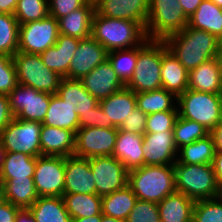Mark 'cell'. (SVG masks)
Instances as JSON below:
<instances>
[{
    "instance_id": "obj_1",
    "label": "cell",
    "mask_w": 222,
    "mask_h": 222,
    "mask_svg": "<svg viewBox=\"0 0 222 222\" xmlns=\"http://www.w3.org/2000/svg\"><path fill=\"white\" fill-rule=\"evenodd\" d=\"M164 42L188 72L219 54L217 38L214 35L188 25Z\"/></svg>"
},
{
    "instance_id": "obj_2",
    "label": "cell",
    "mask_w": 222,
    "mask_h": 222,
    "mask_svg": "<svg viewBox=\"0 0 222 222\" xmlns=\"http://www.w3.org/2000/svg\"><path fill=\"white\" fill-rule=\"evenodd\" d=\"M91 36L108 52L138 47L147 39L138 22L104 17L97 11L92 19Z\"/></svg>"
},
{
    "instance_id": "obj_3",
    "label": "cell",
    "mask_w": 222,
    "mask_h": 222,
    "mask_svg": "<svg viewBox=\"0 0 222 222\" xmlns=\"http://www.w3.org/2000/svg\"><path fill=\"white\" fill-rule=\"evenodd\" d=\"M128 186L137 199L160 203L174 193L175 171L173 165H144L129 171Z\"/></svg>"
},
{
    "instance_id": "obj_4",
    "label": "cell",
    "mask_w": 222,
    "mask_h": 222,
    "mask_svg": "<svg viewBox=\"0 0 222 222\" xmlns=\"http://www.w3.org/2000/svg\"><path fill=\"white\" fill-rule=\"evenodd\" d=\"M175 190L194 201L213 199L217 195L218 183L211 164H173Z\"/></svg>"
},
{
    "instance_id": "obj_5",
    "label": "cell",
    "mask_w": 222,
    "mask_h": 222,
    "mask_svg": "<svg viewBox=\"0 0 222 222\" xmlns=\"http://www.w3.org/2000/svg\"><path fill=\"white\" fill-rule=\"evenodd\" d=\"M162 41L146 39L138 46L136 69L126 87L137 93L162 87Z\"/></svg>"
},
{
    "instance_id": "obj_6",
    "label": "cell",
    "mask_w": 222,
    "mask_h": 222,
    "mask_svg": "<svg viewBox=\"0 0 222 222\" xmlns=\"http://www.w3.org/2000/svg\"><path fill=\"white\" fill-rule=\"evenodd\" d=\"M178 116L198 122L211 131L222 121V94L187 89L177 97Z\"/></svg>"
},
{
    "instance_id": "obj_7",
    "label": "cell",
    "mask_w": 222,
    "mask_h": 222,
    "mask_svg": "<svg viewBox=\"0 0 222 222\" xmlns=\"http://www.w3.org/2000/svg\"><path fill=\"white\" fill-rule=\"evenodd\" d=\"M188 20L178 0H149L146 37L164 41L183 30Z\"/></svg>"
},
{
    "instance_id": "obj_8",
    "label": "cell",
    "mask_w": 222,
    "mask_h": 222,
    "mask_svg": "<svg viewBox=\"0 0 222 222\" xmlns=\"http://www.w3.org/2000/svg\"><path fill=\"white\" fill-rule=\"evenodd\" d=\"M12 59L16 68L18 84L32 87L38 91L57 94L63 77L47 68L39 54L17 52Z\"/></svg>"
},
{
    "instance_id": "obj_9",
    "label": "cell",
    "mask_w": 222,
    "mask_h": 222,
    "mask_svg": "<svg viewBox=\"0 0 222 222\" xmlns=\"http://www.w3.org/2000/svg\"><path fill=\"white\" fill-rule=\"evenodd\" d=\"M42 124L16 117L1 132L0 139L6 152H21L31 157L41 156Z\"/></svg>"
},
{
    "instance_id": "obj_10",
    "label": "cell",
    "mask_w": 222,
    "mask_h": 222,
    "mask_svg": "<svg viewBox=\"0 0 222 222\" xmlns=\"http://www.w3.org/2000/svg\"><path fill=\"white\" fill-rule=\"evenodd\" d=\"M51 94L18 84L9 94L10 108L17 119L42 123L49 108Z\"/></svg>"
},
{
    "instance_id": "obj_11",
    "label": "cell",
    "mask_w": 222,
    "mask_h": 222,
    "mask_svg": "<svg viewBox=\"0 0 222 222\" xmlns=\"http://www.w3.org/2000/svg\"><path fill=\"white\" fill-rule=\"evenodd\" d=\"M59 35L58 20L47 16L19 26L18 52L40 54L55 45Z\"/></svg>"
},
{
    "instance_id": "obj_12",
    "label": "cell",
    "mask_w": 222,
    "mask_h": 222,
    "mask_svg": "<svg viewBox=\"0 0 222 222\" xmlns=\"http://www.w3.org/2000/svg\"><path fill=\"white\" fill-rule=\"evenodd\" d=\"M33 180L39 197H62L65 186V157H36Z\"/></svg>"
},
{
    "instance_id": "obj_13",
    "label": "cell",
    "mask_w": 222,
    "mask_h": 222,
    "mask_svg": "<svg viewBox=\"0 0 222 222\" xmlns=\"http://www.w3.org/2000/svg\"><path fill=\"white\" fill-rule=\"evenodd\" d=\"M96 194L100 197L121 190L128 185V173L123 163L113 156H97L89 158Z\"/></svg>"
},
{
    "instance_id": "obj_14",
    "label": "cell",
    "mask_w": 222,
    "mask_h": 222,
    "mask_svg": "<svg viewBox=\"0 0 222 222\" xmlns=\"http://www.w3.org/2000/svg\"><path fill=\"white\" fill-rule=\"evenodd\" d=\"M118 128L85 127L75 133L74 156L93 158L97 156H112Z\"/></svg>"
},
{
    "instance_id": "obj_15",
    "label": "cell",
    "mask_w": 222,
    "mask_h": 222,
    "mask_svg": "<svg viewBox=\"0 0 222 222\" xmlns=\"http://www.w3.org/2000/svg\"><path fill=\"white\" fill-rule=\"evenodd\" d=\"M108 59V51L92 36L79 40L65 78L80 80Z\"/></svg>"
},
{
    "instance_id": "obj_16",
    "label": "cell",
    "mask_w": 222,
    "mask_h": 222,
    "mask_svg": "<svg viewBox=\"0 0 222 222\" xmlns=\"http://www.w3.org/2000/svg\"><path fill=\"white\" fill-rule=\"evenodd\" d=\"M143 153L144 165H173L178 157L173 131L145 133Z\"/></svg>"
},
{
    "instance_id": "obj_17",
    "label": "cell",
    "mask_w": 222,
    "mask_h": 222,
    "mask_svg": "<svg viewBox=\"0 0 222 222\" xmlns=\"http://www.w3.org/2000/svg\"><path fill=\"white\" fill-rule=\"evenodd\" d=\"M80 81L87 92L98 101L108 98L126 86L113 70L108 59L83 76Z\"/></svg>"
},
{
    "instance_id": "obj_18",
    "label": "cell",
    "mask_w": 222,
    "mask_h": 222,
    "mask_svg": "<svg viewBox=\"0 0 222 222\" xmlns=\"http://www.w3.org/2000/svg\"><path fill=\"white\" fill-rule=\"evenodd\" d=\"M96 194V186L89 160L77 156L65 157L64 194Z\"/></svg>"
},
{
    "instance_id": "obj_19",
    "label": "cell",
    "mask_w": 222,
    "mask_h": 222,
    "mask_svg": "<svg viewBox=\"0 0 222 222\" xmlns=\"http://www.w3.org/2000/svg\"><path fill=\"white\" fill-rule=\"evenodd\" d=\"M96 11L104 16L138 22L144 29L148 18L149 0H98Z\"/></svg>"
},
{
    "instance_id": "obj_20",
    "label": "cell",
    "mask_w": 222,
    "mask_h": 222,
    "mask_svg": "<svg viewBox=\"0 0 222 222\" xmlns=\"http://www.w3.org/2000/svg\"><path fill=\"white\" fill-rule=\"evenodd\" d=\"M189 72L162 41L161 82L162 88L174 94L182 95L188 89Z\"/></svg>"
},
{
    "instance_id": "obj_21",
    "label": "cell",
    "mask_w": 222,
    "mask_h": 222,
    "mask_svg": "<svg viewBox=\"0 0 222 222\" xmlns=\"http://www.w3.org/2000/svg\"><path fill=\"white\" fill-rule=\"evenodd\" d=\"M79 40L75 37L59 34L55 45L39 54L43 64L65 78Z\"/></svg>"
},
{
    "instance_id": "obj_22",
    "label": "cell",
    "mask_w": 222,
    "mask_h": 222,
    "mask_svg": "<svg viewBox=\"0 0 222 222\" xmlns=\"http://www.w3.org/2000/svg\"><path fill=\"white\" fill-rule=\"evenodd\" d=\"M40 147L41 155L44 156H72L75 152V133L42 124Z\"/></svg>"
},
{
    "instance_id": "obj_23",
    "label": "cell",
    "mask_w": 222,
    "mask_h": 222,
    "mask_svg": "<svg viewBox=\"0 0 222 222\" xmlns=\"http://www.w3.org/2000/svg\"><path fill=\"white\" fill-rule=\"evenodd\" d=\"M143 154V135L118 129L112 156L131 171L144 166Z\"/></svg>"
},
{
    "instance_id": "obj_24",
    "label": "cell",
    "mask_w": 222,
    "mask_h": 222,
    "mask_svg": "<svg viewBox=\"0 0 222 222\" xmlns=\"http://www.w3.org/2000/svg\"><path fill=\"white\" fill-rule=\"evenodd\" d=\"M96 12L95 2L88 1L84 6L58 20L59 34L87 39L92 33V19Z\"/></svg>"
},
{
    "instance_id": "obj_25",
    "label": "cell",
    "mask_w": 222,
    "mask_h": 222,
    "mask_svg": "<svg viewBox=\"0 0 222 222\" xmlns=\"http://www.w3.org/2000/svg\"><path fill=\"white\" fill-rule=\"evenodd\" d=\"M188 89L222 94L221 67L218 57L203 62L189 72Z\"/></svg>"
},
{
    "instance_id": "obj_26",
    "label": "cell",
    "mask_w": 222,
    "mask_h": 222,
    "mask_svg": "<svg viewBox=\"0 0 222 222\" xmlns=\"http://www.w3.org/2000/svg\"><path fill=\"white\" fill-rule=\"evenodd\" d=\"M99 105L107 115V121H111L112 125L118 128L137 107L136 93L125 86L108 98L99 101Z\"/></svg>"
},
{
    "instance_id": "obj_27",
    "label": "cell",
    "mask_w": 222,
    "mask_h": 222,
    "mask_svg": "<svg viewBox=\"0 0 222 222\" xmlns=\"http://www.w3.org/2000/svg\"><path fill=\"white\" fill-rule=\"evenodd\" d=\"M41 124L68 129L76 133L79 129L77 107L64 102L57 94H51L49 108Z\"/></svg>"
},
{
    "instance_id": "obj_28",
    "label": "cell",
    "mask_w": 222,
    "mask_h": 222,
    "mask_svg": "<svg viewBox=\"0 0 222 222\" xmlns=\"http://www.w3.org/2000/svg\"><path fill=\"white\" fill-rule=\"evenodd\" d=\"M3 199L18 208H29L38 198L33 177L0 179Z\"/></svg>"
},
{
    "instance_id": "obj_29",
    "label": "cell",
    "mask_w": 222,
    "mask_h": 222,
    "mask_svg": "<svg viewBox=\"0 0 222 222\" xmlns=\"http://www.w3.org/2000/svg\"><path fill=\"white\" fill-rule=\"evenodd\" d=\"M195 201L181 192L166 196L158 203L161 222H187L193 217Z\"/></svg>"
},
{
    "instance_id": "obj_30",
    "label": "cell",
    "mask_w": 222,
    "mask_h": 222,
    "mask_svg": "<svg viewBox=\"0 0 222 222\" xmlns=\"http://www.w3.org/2000/svg\"><path fill=\"white\" fill-rule=\"evenodd\" d=\"M57 95L67 103L77 107V114L88 113L99 105V101L90 95L82 82L77 79L62 78Z\"/></svg>"
},
{
    "instance_id": "obj_31",
    "label": "cell",
    "mask_w": 222,
    "mask_h": 222,
    "mask_svg": "<svg viewBox=\"0 0 222 222\" xmlns=\"http://www.w3.org/2000/svg\"><path fill=\"white\" fill-rule=\"evenodd\" d=\"M188 26L204 30L218 38L222 33V8L211 0H203L189 18Z\"/></svg>"
},
{
    "instance_id": "obj_32",
    "label": "cell",
    "mask_w": 222,
    "mask_h": 222,
    "mask_svg": "<svg viewBox=\"0 0 222 222\" xmlns=\"http://www.w3.org/2000/svg\"><path fill=\"white\" fill-rule=\"evenodd\" d=\"M36 222H71L62 197H39L30 207Z\"/></svg>"
},
{
    "instance_id": "obj_33",
    "label": "cell",
    "mask_w": 222,
    "mask_h": 222,
    "mask_svg": "<svg viewBox=\"0 0 222 222\" xmlns=\"http://www.w3.org/2000/svg\"><path fill=\"white\" fill-rule=\"evenodd\" d=\"M136 200V195L127 185L121 190L102 197V214L125 222Z\"/></svg>"
},
{
    "instance_id": "obj_34",
    "label": "cell",
    "mask_w": 222,
    "mask_h": 222,
    "mask_svg": "<svg viewBox=\"0 0 222 222\" xmlns=\"http://www.w3.org/2000/svg\"><path fill=\"white\" fill-rule=\"evenodd\" d=\"M62 198L72 219L102 213V197L97 194H63Z\"/></svg>"
},
{
    "instance_id": "obj_35",
    "label": "cell",
    "mask_w": 222,
    "mask_h": 222,
    "mask_svg": "<svg viewBox=\"0 0 222 222\" xmlns=\"http://www.w3.org/2000/svg\"><path fill=\"white\" fill-rule=\"evenodd\" d=\"M136 104L147 115L161 111H178L177 97L162 87L149 92L137 93Z\"/></svg>"
},
{
    "instance_id": "obj_36",
    "label": "cell",
    "mask_w": 222,
    "mask_h": 222,
    "mask_svg": "<svg viewBox=\"0 0 222 222\" xmlns=\"http://www.w3.org/2000/svg\"><path fill=\"white\" fill-rule=\"evenodd\" d=\"M216 154L215 144L209 134L178 150L177 160L183 164H212Z\"/></svg>"
},
{
    "instance_id": "obj_37",
    "label": "cell",
    "mask_w": 222,
    "mask_h": 222,
    "mask_svg": "<svg viewBox=\"0 0 222 222\" xmlns=\"http://www.w3.org/2000/svg\"><path fill=\"white\" fill-rule=\"evenodd\" d=\"M36 157L21 152H6L0 179L33 177Z\"/></svg>"
},
{
    "instance_id": "obj_38",
    "label": "cell",
    "mask_w": 222,
    "mask_h": 222,
    "mask_svg": "<svg viewBox=\"0 0 222 222\" xmlns=\"http://www.w3.org/2000/svg\"><path fill=\"white\" fill-rule=\"evenodd\" d=\"M19 26L13 14L0 13V54L13 57L18 52Z\"/></svg>"
},
{
    "instance_id": "obj_39",
    "label": "cell",
    "mask_w": 222,
    "mask_h": 222,
    "mask_svg": "<svg viewBox=\"0 0 222 222\" xmlns=\"http://www.w3.org/2000/svg\"><path fill=\"white\" fill-rule=\"evenodd\" d=\"M209 133L210 131L202 124L178 116L173 128L174 143L179 150L185 145L205 138Z\"/></svg>"
},
{
    "instance_id": "obj_40",
    "label": "cell",
    "mask_w": 222,
    "mask_h": 222,
    "mask_svg": "<svg viewBox=\"0 0 222 222\" xmlns=\"http://www.w3.org/2000/svg\"><path fill=\"white\" fill-rule=\"evenodd\" d=\"M138 47L108 52V60L113 70L126 85L136 69Z\"/></svg>"
},
{
    "instance_id": "obj_41",
    "label": "cell",
    "mask_w": 222,
    "mask_h": 222,
    "mask_svg": "<svg viewBox=\"0 0 222 222\" xmlns=\"http://www.w3.org/2000/svg\"><path fill=\"white\" fill-rule=\"evenodd\" d=\"M20 25L49 16V0H18L13 13Z\"/></svg>"
},
{
    "instance_id": "obj_42",
    "label": "cell",
    "mask_w": 222,
    "mask_h": 222,
    "mask_svg": "<svg viewBox=\"0 0 222 222\" xmlns=\"http://www.w3.org/2000/svg\"><path fill=\"white\" fill-rule=\"evenodd\" d=\"M192 218L195 222H222V203L216 198L195 201Z\"/></svg>"
},
{
    "instance_id": "obj_43",
    "label": "cell",
    "mask_w": 222,
    "mask_h": 222,
    "mask_svg": "<svg viewBox=\"0 0 222 222\" xmlns=\"http://www.w3.org/2000/svg\"><path fill=\"white\" fill-rule=\"evenodd\" d=\"M178 111H161L147 115L145 133L173 131Z\"/></svg>"
},
{
    "instance_id": "obj_44",
    "label": "cell",
    "mask_w": 222,
    "mask_h": 222,
    "mask_svg": "<svg viewBox=\"0 0 222 222\" xmlns=\"http://www.w3.org/2000/svg\"><path fill=\"white\" fill-rule=\"evenodd\" d=\"M125 222H161L158 203L137 199Z\"/></svg>"
},
{
    "instance_id": "obj_45",
    "label": "cell",
    "mask_w": 222,
    "mask_h": 222,
    "mask_svg": "<svg viewBox=\"0 0 222 222\" xmlns=\"http://www.w3.org/2000/svg\"><path fill=\"white\" fill-rule=\"evenodd\" d=\"M17 85V73L12 56L0 54V94L8 95Z\"/></svg>"
},
{
    "instance_id": "obj_46",
    "label": "cell",
    "mask_w": 222,
    "mask_h": 222,
    "mask_svg": "<svg viewBox=\"0 0 222 222\" xmlns=\"http://www.w3.org/2000/svg\"><path fill=\"white\" fill-rule=\"evenodd\" d=\"M85 127L114 128L112 122L107 121V115H105L100 105L79 116V128Z\"/></svg>"
},
{
    "instance_id": "obj_47",
    "label": "cell",
    "mask_w": 222,
    "mask_h": 222,
    "mask_svg": "<svg viewBox=\"0 0 222 222\" xmlns=\"http://www.w3.org/2000/svg\"><path fill=\"white\" fill-rule=\"evenodd\" d=\"M89 0H49V15L59 20L84 6Z\"/></svg>"
},
{
    "instance_id": "obj_48",
    "label": "cell",
    "mask_w": 222,
    "mask_h": 222,
    "mask_svg": "<svg viewBox=\"0 0 222 222\" xmlns=\"http://www.w3.org/2000/svg\"><path fill=\"white\" fill-rule=\"evenodd\" d=\"M147 122V114H144L138 107H136L132 114L125 118L122 124L118 127L125 132L136 133L139 135L145 134V126Z\"/></svg>"
},
{
    "instance_id": "obj_49",
    "label": "cell",
    "mask_w": 222,
    "mask_h": 222,
    "mask_svg": "<svg viewBox=\"0 0 222 222\" xmlns=\"http://www.w3.org/2000/svg\"><path fill=\"white\" fill-rule=\"evenodd\" d=\"M14 118L8 95L0 94V134Z\"/></svg>"
},
{
    "instance_id": "obj_50",
    "label": "cell",
    "mask_w": 222,
    "mask_h": 222,
    "mask_svg": "<svg viewBox=\"0 0 222 222\" xmlns=\"http://www.w3.org/2000/svg\"><path fill=\"white\" fill-rule=\"evenodd\" d=\"M19 209L3 199L0 202V222H15V217Z\"/></svg>"
},
{
    "instance_id": "obj_51",
    "label": "cell",
    "mask_w": 222,
    "mask_h": 222,
    "mask_svg": "<svg viewBox=\"0 0 222 222\" xmlns=\"http://www.w3.org/2000/svg\"><path fill=\"white\" fill-rule=\"evenodd\" d=\"M185 15L190 18L203 0H178Z\"/></svg>"
},
{
    "instance_id": "obj_52",
    "label": "cell",
    "mask_w": 222,
    "mask_h": 222,
    "mask_svg": "<svg viewBox=\"0 0 222 222\" xmlns=\"http://www.w3.org/2000/svg\"><path fill=\"white\" fill-rule=\"evenodd\" d=\"M209 134L213 138L216 153H222V121Z\"/></svg>"
},
{
    "instance_id": "obj_53",
    "label": "cell",
    "mask_w": 222,
    "mask_h": 222,
    "mask_svg": "<svg viewBox=\"0 0 222 222\" xmlns=\"http://www.w3.org/2000/svg\"><path fill=\"white\" fill-rule=\"evenodd\" d=\"M211 165L214 170L217 183H222V153L215 154Z\"/></svg>"
},
{
    "instance_id": "obj_54",
    "label": "cell",
    "mask_w": 222,
    "mask_h": 222,
    "mask_svg": "<svg viewBox=\"0 0 222 222\" xmlns=\"http://www.w3.org/2000/svg\"><path fill=\"white\" fill-rule=\"evenodd\" d=\"M15 222H36L29 208H21L18 210Z\"/></svg>"
},
{
    "instance_id": "obj_55",
    "label": "cell",
    "mask_w": 222,
    "mask_h": 222,
    "mask_svg": "<svg viewBox=\"0 0 222 222\" xmlns=\"http://www.w3.org/2000/svg\"><path fill=\"white\" fill-rule=\"evenodd\" d=\"M18 0H0V13L13 14Z\"/></svg>"
},
{
    "instance_id": "obj_56",
    "label": "cell",
    "mask_w": 222,
    "mask_h": 222,
    "mask_svg": "<svg viewBox=\"0 0 222 222\" xmlns=\"http://www.w3.org/2000/svg\"><path fill=\"white\" fill-rule=\"evenodd\" d=\"M102 213L84 218H74L71 222H100Z\"/></svg>"
},
{
    "instance_id": "obj_57",
    "label": "cell",
    "mask_w": 222,
    "mask_h": 222,
    "mask_svg": "<svg viewBox=\"0 0 222 222\" xmlns=\"http://www.w3.org/2000/svg\"><path fill=\"white\" fill-rule=\"evenodd\" d=\"M5 154H6V151L3 148L2 142H1V139H0V170H1L3 162H4Z\"/></svg>"
},
{
    "instance_id": "obj_58",
    "label": "cell",
    "mask_w": 222,
    "mask_h": 222,
    "mask_svg": "<svg viewBox=\"0 0 222 222\" xmlns=\"http://www.w3.org/2000/svg\"><path fill=\"white\" fill-rule=\"evenodd\" d=\"M100 222H123L121 220H118L114 217L106 216L102 214V218Z\"/></svg>"
},
{
    "instance_id": "obj_59",
    "label": "cell",
    "mask_w": 222,
    "mask_h": 222,
    "mask_svg": "<svg viewBox=\"0 0 222 222\" xmlns=\"http://www.w3.org/2000/svg\"><path fill=\"white\" fill-rule=\"evenodd\" d=\"M219 202L222 203V183L218 184L217 195L215 197Z\"/></svg>"
},
{
    "instance_id": "obj_60",
    "label": "cell",
    "mask_w": 222,
    "mask_h": 222,
    "mask_svg": "<svg viewBox=\"0 0 222 222\" xmlns=\"http://www.w3.org/2000/svg\"><path fill=\"white\" fill-rule=\"evenodd\" d=\"M217 46H218V52H222V33L217 38Z\"/></svg>"
},
{
    "instance_id": "obj_61",
    "label": "cell",
    "mask_w": 222,
    "mask_h": 222,
    "mask_svg": "<svg viewBox=\"0 0 222 222\" xmlns=\"http://www.w3.org/2000/svg\"><path fill=\"white\" fill-rule=\"evenodd\" d=\"M3 200V183L0 181V202Z\"/></svg>"
},
{
    "instance_id": "obj_62",
    "label": "cell",
    "mask_w": 222,
    "mask_h": 222,
    "mask_svg": "<svg viewBox=\"0 0 222 222\" xmlns=\"http://www.w3.org/2000/svg\"><path fill=\"white\" fill-rule=\"evenodd\" d=\"M218 60H219V63H220V67H221V77H222V52L218 54Z\"/></svg>"
},
{
    "instance_id": "obj_63",
    "label": "cell",
    "mask_w": 222,
    "mask_h": 222,
    "mask_svg": "<svg viewBox=\"0 0 222 222\" xmlns=\"http://www.w3.org/2000/svg\"><path fill=\"white\" fill-rule=\"evenodd\" d=\"M212 2H214L218 7L222 8V0H211Z\"/></svg>"
},
{
    "instance_id": "obj_64",
    "label": "cell",
    "mask_w": 222,
    "mask_h": 222,
    "mask_svg": "<svg viewBox=\"0 0 222 222\" xmlns=\"http://www.w3.org/2000/svg\"><path fill=\"white\" fill-rule=\"evenodd\" d=\"M187 222H195V220L193 218H191L189 221Z\"/></svg>"
}]
</instances>
